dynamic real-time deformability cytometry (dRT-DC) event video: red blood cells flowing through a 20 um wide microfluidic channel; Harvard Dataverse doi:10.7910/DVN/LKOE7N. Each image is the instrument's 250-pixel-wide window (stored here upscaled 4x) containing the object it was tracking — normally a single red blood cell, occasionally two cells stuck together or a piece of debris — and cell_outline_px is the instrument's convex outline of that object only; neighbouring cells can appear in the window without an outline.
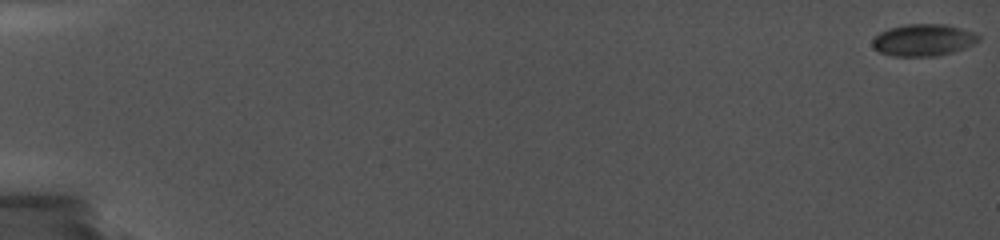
{"species": "common noctule bat (a hibernating species)", "species_latin": "Nyctalus noctula", "temperature_condition": "cold", "stored_images_in_passage": 38, "camera_frame_rate_fps": 5000, "um_per_image_px": 0.085, "animal": {"sex": "female", "body_mass_g": 19.0, "forearm_length_mm": 56.7}, "frame": {"image": 1, "passage_image": 1, "time_ms": 0.0, "image_size_px": [1000, 240], "cell_outline_px": [[980, 40], [964, 48], [952, 52], [936, 56], [892, 56], [880, 52], [872, 44], [872, 40], [880, 32], [888, 28], [904, 24], [944, 24], [960, 28], [972, 32], [980, 36]], "centroid_in_image_um": [78.47, 3.4], "position_along_channel_um": 6.5, "area_um2": 19.59}}
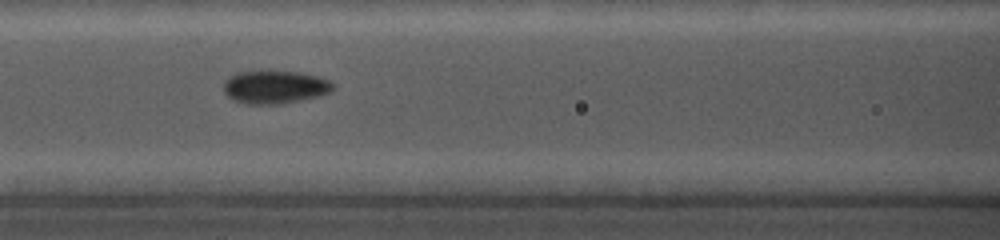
{"frame": {"image": 2, "passage_image": 20, "time_ms": 9.0, "image_size_px": [1000, 240], "cell_outline_px": [[336, 88], [332, 92], [320, 96], [280, 104], [248, 104], [236, 100], [228, 96], [224, 92], [224, 80], [228, 76], [236, 72], [260, 68], [300, 72], [316, 76], [328, 80]], "centroid_in_image_um": [23.34, 7.35], "position_along_channel_um": 143.3, "area_um2": 21.85}}
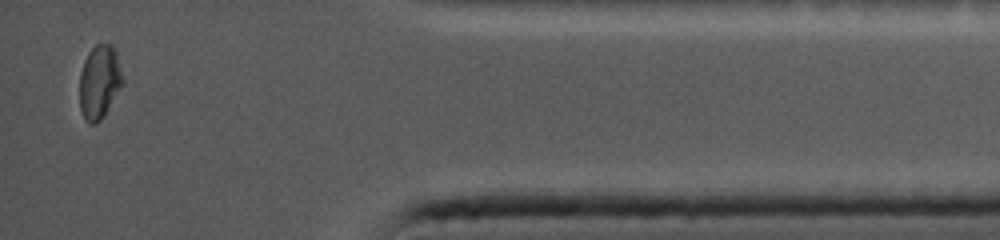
{"frame": {"image": 3, "passage_image": 38, "time_ms": 17.2, "image_size_px": [1000, 240], "cell_outline_px": [[124, 84], [104, 116], [96, 124], [88, 124], [84, 120], [80, 108], [80, 72], [84, 60], [88, 52], [96, 44], [108, 44], [116, 52], [124, 76]], "centroid_in_image_um": [8.46, 7.0], "position_along_channel_um": 426.7, "area_um2": 18.79}}